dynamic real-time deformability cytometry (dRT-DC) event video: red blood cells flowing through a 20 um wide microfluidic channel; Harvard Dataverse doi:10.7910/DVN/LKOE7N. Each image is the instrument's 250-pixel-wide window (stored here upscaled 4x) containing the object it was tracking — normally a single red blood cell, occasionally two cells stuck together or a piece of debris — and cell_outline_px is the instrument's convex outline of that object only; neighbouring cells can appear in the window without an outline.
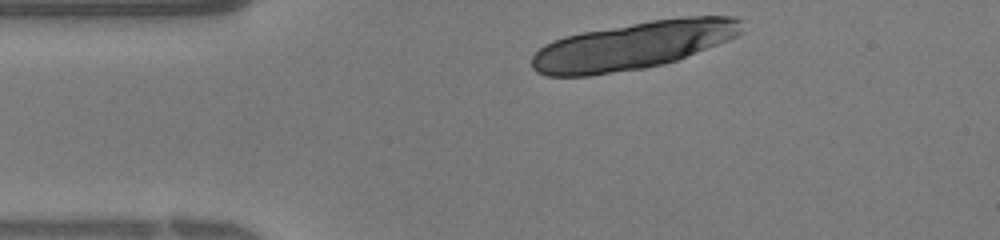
{"species": "human", "species_latin": "Homo sapiens", "temperature_condition": "warm", "stored_images_in_passage": 7, "camera_frame_rate_fps": 3000, "um_per_image_px": 0.085, "donor": {"sex": "female"}, "frame": {"image": 1, "passage_image": 1, "time_ms": 0.0, "image_size_px": [1000, 240], "cell_outline_px": [[744, 32], [728, 40], [676, 60], [664, 64], [644, 68], [588, 76], [548, 76], [536, 72], [532, 68], [532, 56], [544, 44], [552, 40], [564, 36], [584, 32], [648, 20], [688, 16], [736, 16], [744, 20]], "centroid_in_image_um": [53.85, 3.86], "position_along_channel_um": 31.2, "area_um2": 58.61}}